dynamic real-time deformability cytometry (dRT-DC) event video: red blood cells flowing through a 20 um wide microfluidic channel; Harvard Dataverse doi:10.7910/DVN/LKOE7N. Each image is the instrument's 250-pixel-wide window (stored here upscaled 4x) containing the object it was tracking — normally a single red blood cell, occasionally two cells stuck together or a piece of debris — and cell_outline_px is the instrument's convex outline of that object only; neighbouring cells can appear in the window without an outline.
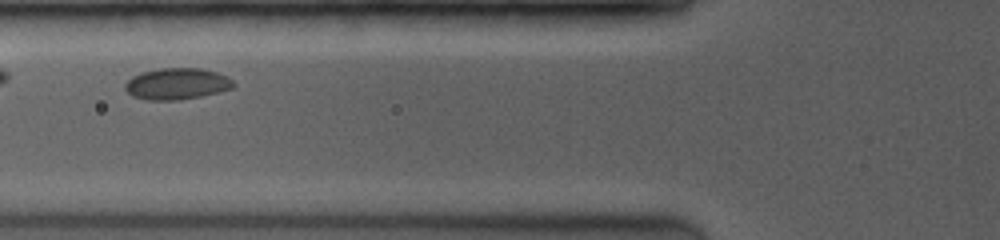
{"species": "common noctule bat (a hibernating species)", "species_latin": "Nyctalus noctula", "temperature_condition": "room temperature", "stored_images_in_passage": 13, "camera_frame_rate_fps": 3500, "um_per_image_px": 0.085, "animal": {"sex": "female", "body_mass_g": 19.0, "forearm_length_mm": 53.3}, "frame": {"image": 1, "passage_image": 3, "time_ms": 1.714, "image_size_px": [1000, 240], "cell_outline_px": [[236, 84], [232, 88], [200, 96], [180, 100], [148, 100], [132, 96], [124, 88], [124, 84], [132, 76], [140, 72], [160, 68], [200, 68], [216, 72], [228, 76]], "centroid_in_image_um": [15.01, 7.11], "position_along_channel_um": 110.8, "area_um2": 19.88}}
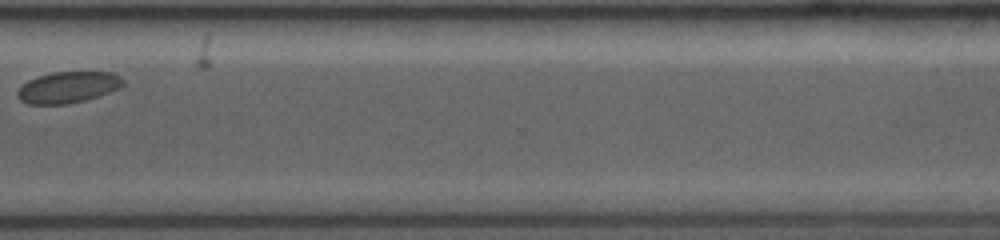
{"frame": {"image": 2, "passage_image": 11, "time_ms": 8.286, "image_size_px": [1000, 240], "cell_outline_px": [[124, 84], [120, 88], [84, 100], [68, 104], [28, 104], [20, 100], [16, 96], [16, 92], [28, 80], [36, 76], [52, 72], [112, 72], [120, 76], [124, 80]], "centroid_in_image_um": [5.76, 7.41], "position_along_channel_um": 364.8, "area_um2": 19.25}}
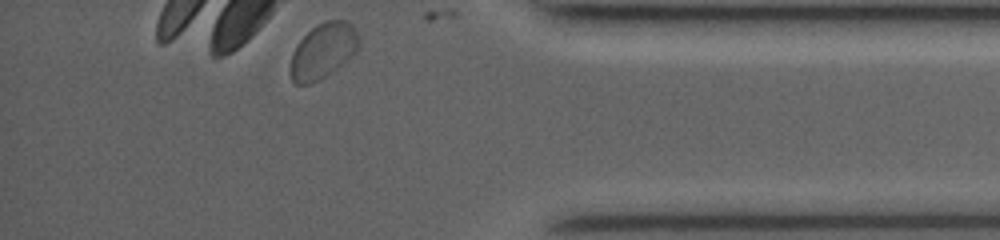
{"frame": {"image": 3, "passage_image": 13, "time_ms": 9.714, "image_size_px": [1000, 240], "cell_outline_px": [[356, 52], [336, 68], [320, 80], [312, 84], [296, 84], [292, 80], [292, 52], [300, 40], [312, 28], [324, 20], [344, 20], [352, 24], [356, 32]], "centroid_in_image_um": [27.44, 4.32], "position_along_channel_um": 407.8, "area_um2": 21.39}}